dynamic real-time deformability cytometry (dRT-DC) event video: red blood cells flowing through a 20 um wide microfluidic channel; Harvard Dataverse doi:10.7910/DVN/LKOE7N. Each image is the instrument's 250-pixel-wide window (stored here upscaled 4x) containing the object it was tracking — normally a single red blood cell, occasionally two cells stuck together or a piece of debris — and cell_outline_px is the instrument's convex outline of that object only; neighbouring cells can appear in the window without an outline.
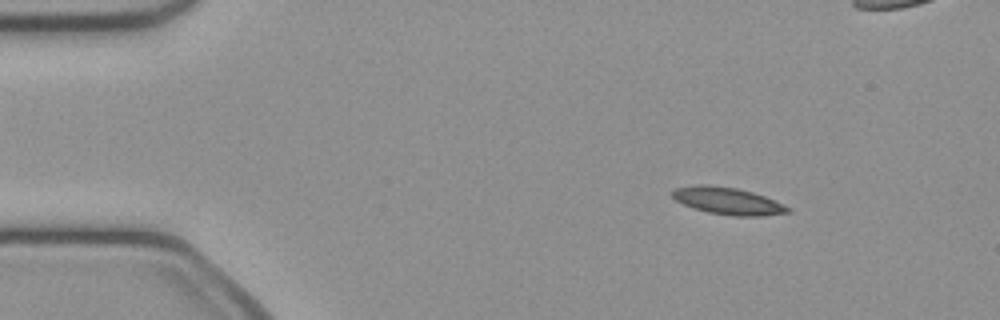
{"species": "common noctule bat (a hibernating species)", "species_latin": "Nyctalus noctula", "temperature_condition": "cold", "stored_images_in_passage": 50, "camera_frame_rate_fps": 3000, "um_per_image_px": 0.085, "animal": {"sex": "female", "body_mass_g": 21.9}, "frame": {"image": 1, "passage_image": 6, "time_ms": 1.667, "image_size_px": [1000, 320], "cell_outline_px": [[792, 212], [764, 216], [732, 216], [708, 212], [684, 204], [676, 200], [672, 196], [672, 192], [676, 188], [696, 184], [708, 184], [736, 188], [752, 192], [764, 196], [792, 208]], "centroid_in_image_um": [61.9, 17.08], "position_along_channel_um": 23.1, "area_um2": 18.21}}
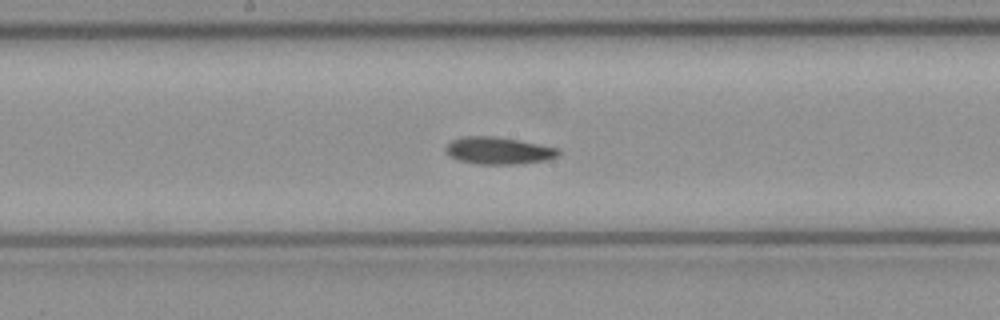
{"frame": {"image": 2, "passage_image": 25, "time_ms": 8.0, "image_size_px": [1000, 320], "cell_outline_px": [[560, 156], [548, 160], [524, 164], [476, 164], [460, 160], [448, 156], [444, 148], [452, 140], [460, 136], [496, 136], [520, 140], [560, 148]], "centroid_in_image_um": [42.41, 12.8], "position_along_channel_um": 205.8, "area_um2": 18.26}}
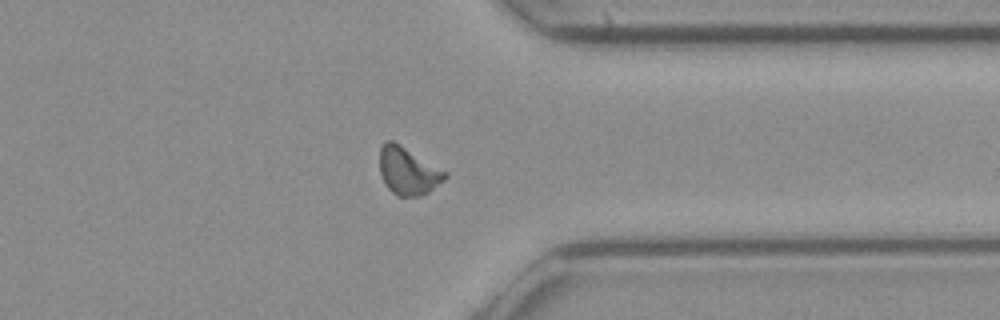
{"frame": {"image": 3, "passage_image": 38, "time_ms": 12.333, "image_size_px": [1000, 320], "cell_outline_px": [[448, 176], [444, 180], [428, 192], [420, 196], [396, 196], [384, 184], [380, 172], [380, 148], [384, 140], [392, 140], [448, 172]], "centroid_in_image_um": [34.67, 14.53], "position_along_channel_um": 376.7, "area_um2": 18.09}}